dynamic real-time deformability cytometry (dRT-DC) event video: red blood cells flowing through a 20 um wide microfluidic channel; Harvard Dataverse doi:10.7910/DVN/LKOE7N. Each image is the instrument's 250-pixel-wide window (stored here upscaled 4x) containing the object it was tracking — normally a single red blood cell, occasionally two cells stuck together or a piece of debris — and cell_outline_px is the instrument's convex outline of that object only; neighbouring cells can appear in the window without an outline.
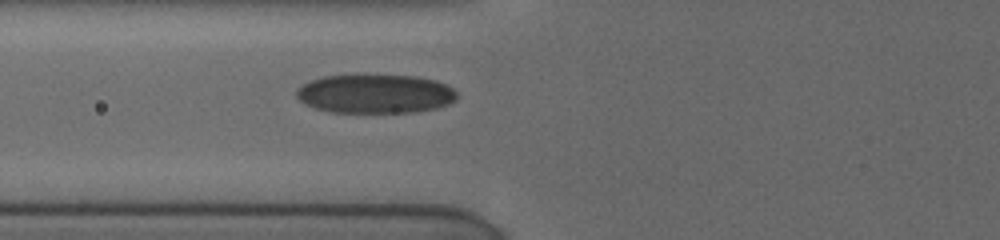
{"species": "human", "species_latin": "Homo sapiens", "temperature_condition": "cold", "stored_images_in_passage": 2, "camera_frame_rate_fps": 3000, "um_per_image_px": 0.085, "donor": {"sex": "female"}, "frame": {"image": 1, "passage_image": 2, "time_ms": 1.0, "image_size_px": [1000, 240], "cell_outline_px": [[456, 100], [448, 104], [436, 108], [412, 112], [332, 112], [316, 108], [300, 100], [296, 96], [296, 92], [304, 84], [312, 80], [324, 76], [416, 76], [436, 80], [452, 88], [456, 92]], "centroid_in_image_um": [31.93, 7.98], "position_along_channel_um": 93.9, "area_um2": 35.78}}